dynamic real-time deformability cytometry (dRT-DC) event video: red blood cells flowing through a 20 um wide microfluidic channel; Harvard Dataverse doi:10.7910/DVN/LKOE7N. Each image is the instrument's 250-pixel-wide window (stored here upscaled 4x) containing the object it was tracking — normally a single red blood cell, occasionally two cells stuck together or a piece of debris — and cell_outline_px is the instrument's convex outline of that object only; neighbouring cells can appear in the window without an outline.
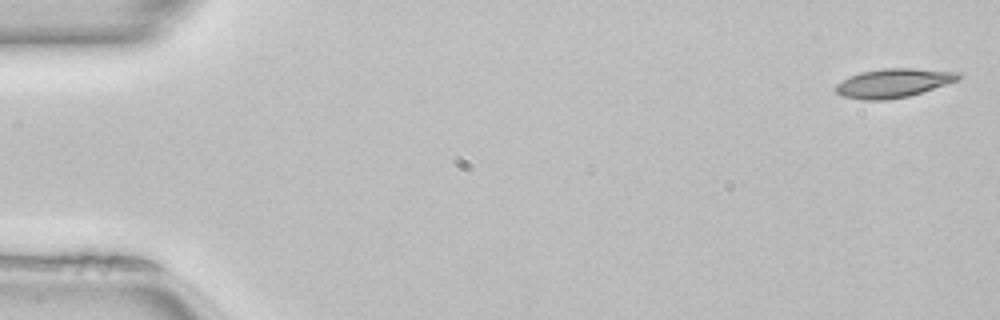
{"species": "common noctule bat (a hibernating species)", "species_latin": "Nyctalus noctula", "temperature_condition": "room temperature", "stored_images_in_passage": 50, "camera_frame_rate_fps": 3000, "um_per_image_px": 0.085, "animal": {"sex": "female", "body_mass_g": 22.7, "forearm_length_mm": 54.2}, "frame": {"image": 1, "passage_image": 1, "time_ms": 0.0, "image_size_px": [1000, 320], "cell_outline_px": [[964, 76], [956, 80], [908, 96], [884, 100], [864, 100], [840, 96], [836, 92], [836, 84], [848, 76], [860, 72], [884, 68], [912, 68], [964, 72]], "centroid_in_image_um": [75.92, 7.04], "position_along_channel_um": 9.1, "area_um2": 20.63}}
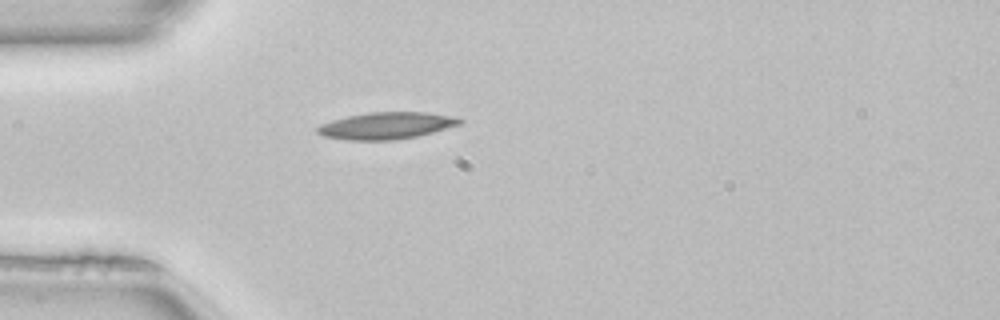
{"frame": {"image": 2, "passage_image": 14, "time_ms": 4.333, "image_size_px": [1000, 320], "cell_outline_px": [[464, 120], [460, 124], [432, 132], [416, 136], [396, 140], [348, 140], [320, 136], [316, 132], [316, 128], [320, 124], [332, 120], [348, 116], [368, 112], [428, 112], [456, 116]], "centroid_in_image_um": [32.82, 10.68], "position_along_channel_um": 52.2, "area_um2": 22.43}}
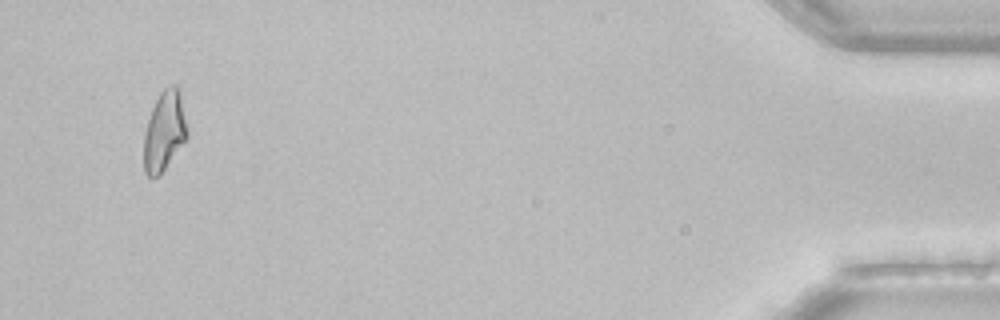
{"frame": {"image": 3, "passage_image": 48, "time_ms": 15.667, "image_size_px": [1000, 320], "cell_outline_px": [[188, 140], [160, 176], [148, 176], [144, 172], [144, 132], [152, 108], [160, 92], [164, 88], [172, 84], [176, 84], [180, 88], [188, 128]], "centroid_in_image_um": [14.01, 11.15], "position_along_channel_um": 421.2, "area_um2": 20.81}}